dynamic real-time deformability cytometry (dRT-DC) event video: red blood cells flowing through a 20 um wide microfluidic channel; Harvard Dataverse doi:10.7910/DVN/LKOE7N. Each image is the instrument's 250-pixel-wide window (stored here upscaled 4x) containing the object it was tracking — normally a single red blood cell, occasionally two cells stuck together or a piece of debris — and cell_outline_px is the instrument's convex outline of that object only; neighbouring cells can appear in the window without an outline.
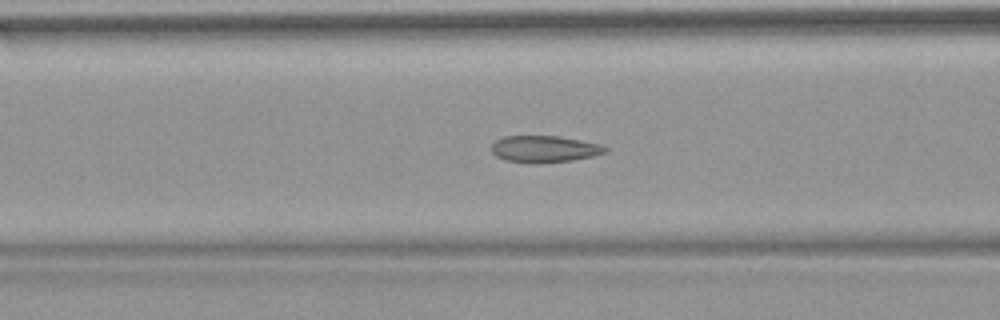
{"species": "common noctule bat (a hibernating species)", "species_latin": "Nyctalus noctula", "temperature_condition": "warm", "stored_images_in_passage": 54, "camera_frame_rate_fps": 3000, "um_per_image_px": 0.085, "animal": {"sex": "female", "body_mass_g": 18.4}, "frame": {"image": 1, "passage_image": 22, "time_ms": 7.0, "image_size_px": [1000, 320], "cell_outline_px": [[608, 152], [592, 156], [572, 160], [540, 164], [532, 164], [504, 160], [496, 156], [492, 152], [492, 144], [496, 140], [504, 136], [560, 136], [600, 144], [608, 148]], "centroid_in_image_um": [46.27, 12.68], "position_along_channel_um": 120.3, "area_um2": 17.92}}
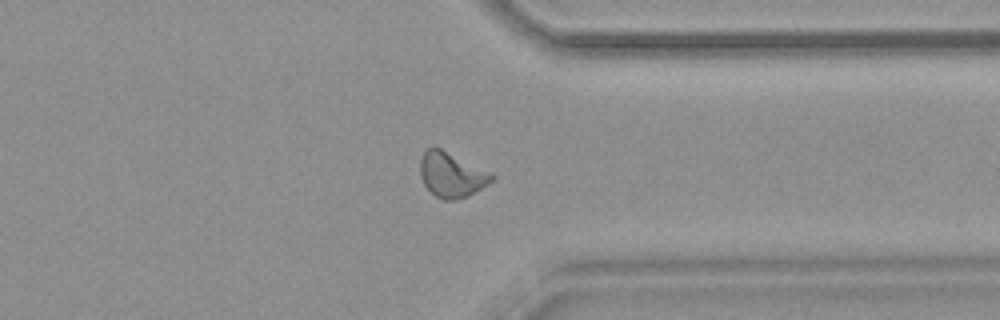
{"frame": {"image": 2, "passage_image": 42, "time_ms": 13.667, "image_size_px": [1000, 320], "cell_outline_px": [[496, 176], [488, 184], [468, 196], [456, 200], [444, 200], [436, 196], [424, 184], [420, 176], [420, 160], [424, 152], [428, 148], [440, 148], [492, 172]], "centroid_in_image_um": [38.4, 14.86], "position_along_channel_um": 373.0, "area_um2": 18.67}}
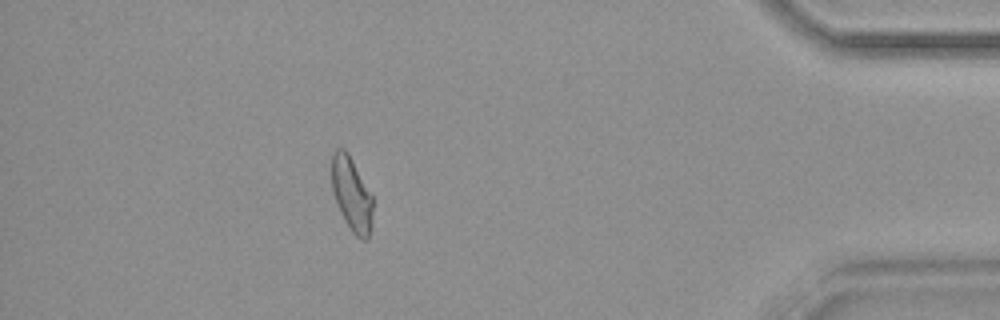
{"frame": {"image": 3, "passage_image": 48, "time_ms": 15.667, "image_size_px": [1000, 320], "cell_outline_px": [[372, 224], [368, 240], [360, 240], [352, 232], [344, 220], [336, 204], [332, 192], [332, 152], [336, 148], [344, 148], [348, 152], [372, 196]], "centroid_in_image_um": [29.88, 16.53], "position_along_channel_um": 405.3, "area_um2": 17.86}, "authors_computed_cell_mechanics": {"area_um2": 18.1492, "velocity_mm_per_s": 3.8239, "shape_relaxation_time_tau1_ms": null, "shape_relaxation_time_tau2_ms": 1.0768, "deformation_change_tau1": null, "deformation_change_tau2": 0.0549}}